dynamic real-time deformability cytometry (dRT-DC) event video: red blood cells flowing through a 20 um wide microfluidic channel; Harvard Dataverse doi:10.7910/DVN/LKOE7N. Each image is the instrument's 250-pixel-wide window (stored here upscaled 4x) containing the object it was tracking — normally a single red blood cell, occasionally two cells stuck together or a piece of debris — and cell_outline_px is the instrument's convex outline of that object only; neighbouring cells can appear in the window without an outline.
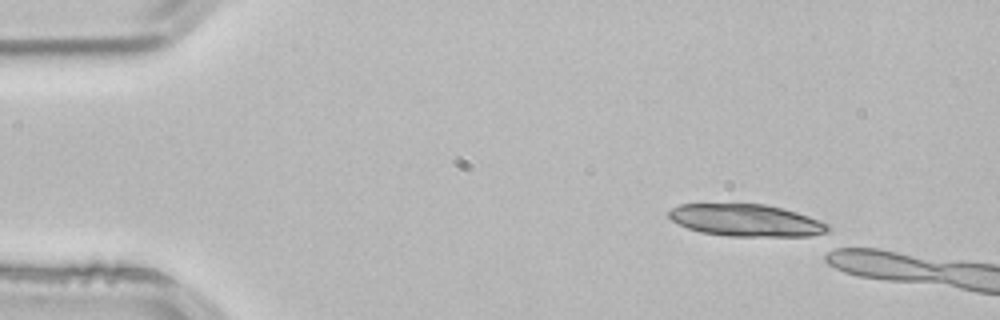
{"species": "common noctule bat (a hibernating species)", "species_latin": "Nyctalus noctula", "temperature_condition": "room temperature", "stored_images_in_passage": 4, "camera_frame_rate_fps": 3000, "um_per_image_px": 0.085, "animal": {"sex": "male", "body_mass_g": 21.5, "forearm_length_mm": 52.0}, "frame": {"image": 1, "passage_image": 1, "time_ms": 0.0, "image_size_px": [1000, 320], "cell_outline_px": [[828, 232], [812, 236], [728, 236], [700, 232], [688, 228], [672, 220], [668, 216], [668, 212], [672, 208], [680, 204], [764, 204], [796, 212], [820, 220], [828, 224]], "centroid_in_image_um": [63.42, 18.73], "position_along_channel_um": 21.6, "area_um2": 29.59}}